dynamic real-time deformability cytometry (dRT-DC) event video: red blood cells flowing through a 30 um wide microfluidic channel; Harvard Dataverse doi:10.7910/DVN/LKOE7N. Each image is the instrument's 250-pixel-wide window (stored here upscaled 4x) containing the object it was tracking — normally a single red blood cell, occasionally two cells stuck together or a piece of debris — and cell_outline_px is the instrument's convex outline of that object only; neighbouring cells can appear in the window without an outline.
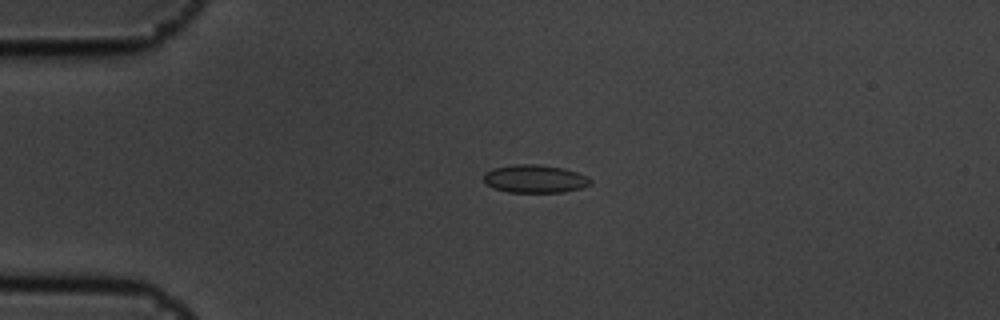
{"species": "common noctule bat (a hibernating species)", "species_latin": "Nyctalus noctula", "temperature_condition": "cold", "stored_images_in_passage": 43, "camera_frame_rate_fps": 3000, "um_per_image_px": 0.085, "animal": {"sex": "male", "body_mass_g": 19.5, "forearm_length_mm": 54.6}, "frame": {"image": 1, "passage_image": 6, "time_ms": 1.667, "image_size_px": [1000, 320], "cell_outline_px": [[592, 184], [580, 188], [564, 192], [508, 192], [492, 188], [484, 180], [484, 172], [492, 168], [512, 164], [536, 164], [564, 168], [588, 176], [592, 180]], "centroid_in_image_um": [45.46, 15.19], "position_along_channel_um": 39.5, "area_um2": 17.57}}
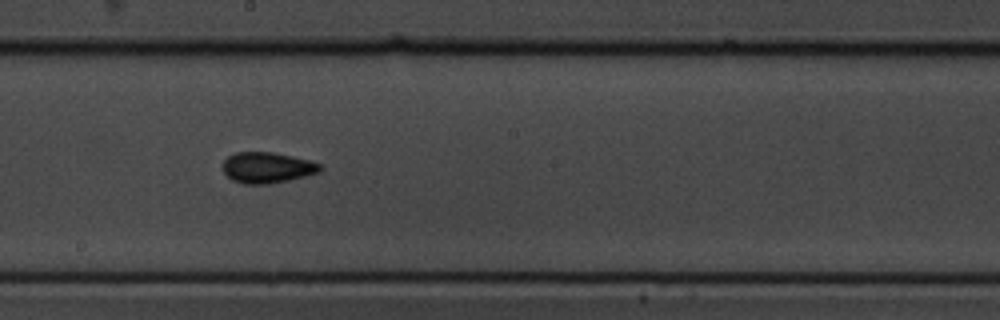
{"frame": {"image": 2, "passage_image": 24, "time_ms": 7.667, "image_size_px": [1000, 320], "cell_outline_px": [[324, 168], [320, 172], [288, 180], [268, 184], [244, 184], [232, 180], [224, 172], [224, 160], [228, 156], [236, 152], [272, 152], [292, 156], [308, 160], [320, 164]], "centroid_in_image_um": [22.72, 14.24], "position_along_channel_um": 225.5, "area_um2": 17.4}}
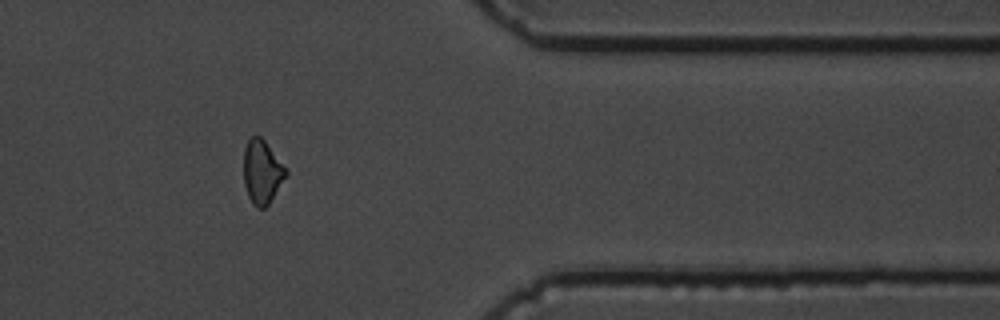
{"frame": {"image": 3, "passage_image": 39, "time_ms": 12.667, "image_size_px": [1000, 320], "cell_outline_px": [[288, 172], [268, 204], [264, 208], [256, 208], [252, 204], [248, 196], [244, 184], [244, 148], [248, 140], [252, 136], [260, 136], [264, 140], [288, 168]], "centroid_in_image_um": [22.27, 14.6], "position_along_channel_um": 389.1, "area_um2": 15.66}, "authors_computed_cell_mechanics": {"area_um2": 16.5886, "velocity_mm_per_s": 3.6022, "shape_relaxation_time_tau1_ms": 4.2539, "shape_relaxation_time_tau2_ms": 3.2401, "deformation_change_tau1": 0.06, "deformation_change_tau2": 0.059}}